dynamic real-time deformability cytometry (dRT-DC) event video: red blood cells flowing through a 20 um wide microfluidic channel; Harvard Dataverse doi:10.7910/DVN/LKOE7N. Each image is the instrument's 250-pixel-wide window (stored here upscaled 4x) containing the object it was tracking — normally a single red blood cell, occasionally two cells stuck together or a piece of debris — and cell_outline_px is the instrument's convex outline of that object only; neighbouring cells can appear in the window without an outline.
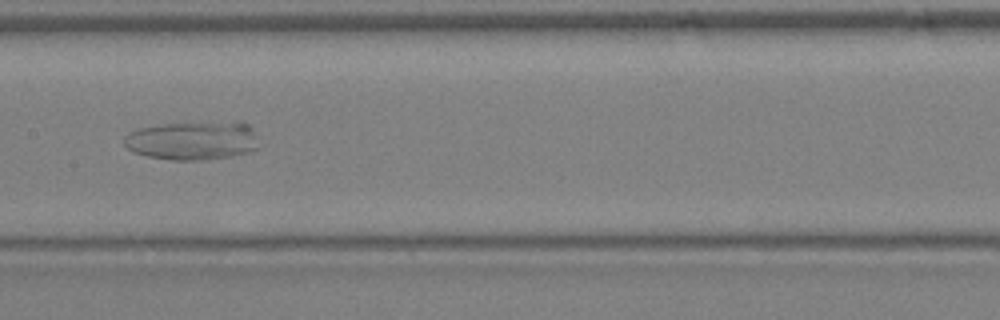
{"species": "Egyptian fruit bat (a non-hibernating species)", "species_latin": "Rousettus aegyptiacus", "temperature_condition": "warm", "stored_images_in_passage": 35, "camera_frame_rate_fps": 3000, "um_per_image_px": 0.085, "animal": {"sex": "female"}, "frame": {"image": 1, "passage_image": 18, "time_ms": 5.667, "image_size_px": [1000, 320], "cell_outline_px": [[256, 148], [248, 152], [228, 156], [200, 160], [172, 160], [148, 156], [132, 152], [124, 144], [124, 136], [128, 132], [140, 128], [160, 124], [236, 120], [240, 120], [248, 124], [252, 128], [256, 136]], "centroid_in_image_um": [16.36, 11.91], "position_along_channel_um": 191.0, "area_um2": 30.69}}
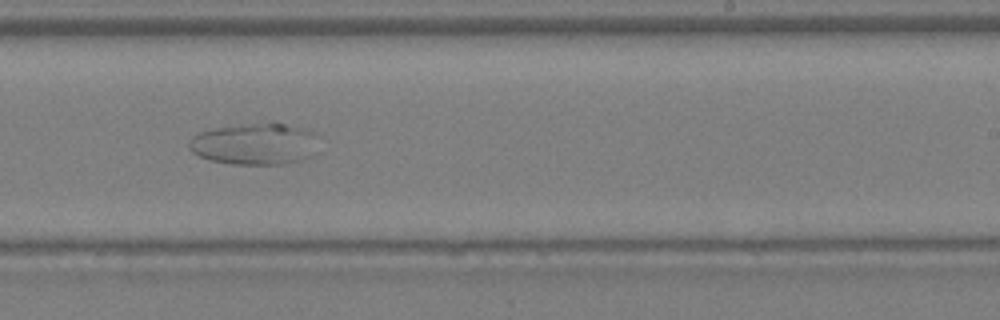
{"frame": {"image": 2, "passage_image": 22, "time_ms": 7.0, "image_size_px": [1000, 320], "cell_outline_px": [[316, 132], [312, 156], [300, 160], [280, 164], [232, 164], [212, 160], [200, 156], [192, 152], [188, 144], [192, 136], [208, 128], [272, 120], [308, 128]], "centroid_in_image_um": [21.66, 12.18], "position_along_channel_um": 267.3, "area_um2": 32.02}}
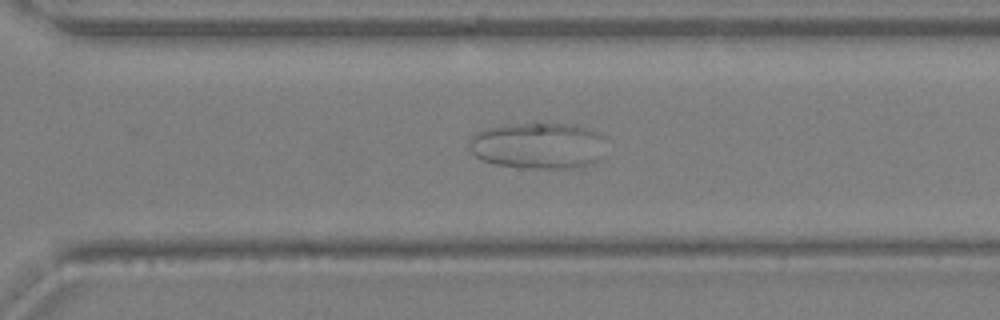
{"frame": {"image": 3, "passage_image": 25, "time_ms": 8.0, "image_size_px": [1000, 320], "cell_outline_px": [[608, 136], [604, 156], [600, 160], [588, 164], [572, 168], [532, 168], [496, 164], [484, 160], [476, 156], [468, 148], [468, 144], [472, 136], [476, 132], [484, 128], [504, 124], [536, 120], [572, 124]], "centroid_in_image_um": [45.79, 12.32], "position_along_channel_um": 324.8, "area_um2": 38.32}}